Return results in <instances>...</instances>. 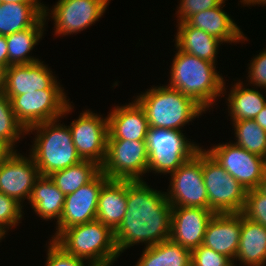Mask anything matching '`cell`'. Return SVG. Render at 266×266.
Returning <instances> with one entry per match:
<instances>
[{
    "label": "cell",
    "mask_w": 266,
    "mask_h": 266,
    "mask_svg": "<svg viewBox=\"0 0 266 266\" xmlns=\"http://www.w3.org/2000/svg\"><path fill=\"white\" fill-rule=\"evenodd\" d=\"M172 205L166 192L150 188L143 180L127 181V211L114 231L117 251L137 243L153 246L170 239Z\"/></svg>",
    "instance_id": "obj_1"
},
{
    "label": "cell",
    "mask_w": 266,
    "mask_h": 266,
    "mask_svg": "<svg viewBox=\"0 0 266 266\" xmlns=\"http://www.w3.org/2000/svg\"><path fill=\"white\" fill-rule=\"evenodd\" d=\"M171 67L169 87L193 98L204 109L225 91L223 77L215 70V63L178 49ZM224 89V90H223Z\"/></svg>",
    "instance_id": "obj_2"
},
{
    "label": "cell",
    "mask_w": 266,
    "mask_h": 266,
    "mask_svg": "<svg viewBox=\"0 0 266 266\" xmlns=\"http://www.w3.org/2000/svg\"><path fill=\"white\" fill-rule=\"evenodd\" d=\"M145 110L149 127L181 131L205 110L193 98L169 86H159L135 99Z\"/></svg>",
    "instance_id": "obj_3"
},
{
    "label": "cell",
    "mask_w": 266,
    "mask_h": 266,
    "mask_svg": "<svg viewBox=\"0 0 266 266\" xmlns=\"http://www.w3.org/2000/svg\"><path fill=\"white\" fill-rule=\"evenodd\" d=\"M53 241L93 266H110L119 256L114 232L97 219L64 229Z\"/></svg>",
    "instance_id": "obj_4"
},
{
    "label": "cell",
    "mask_w": 266,
    "mask_h": 266,
    "mask_svg": "<svg viewBox=\"0 0 266 266\" xmlns=\"http://www.w3.org/2000/svg\"><path fill=\"white\" fill-rule=\"evenodd\" d=\"M57 120L42 122L27 129V133L35 130L38 133L30 153L40 176H49L82 161L74 146L69 126H63Z\"/></svg>",
    "instance_id": "obj_5"
},
{
    "label": "cell",
    "mask_w": 266,
    "mask_h": 266,
    "mask_svg": "<svg viewBox=\"0 0 266 266\" xmlns=\"http://www.w3.org/2000/svg\"><path fill=\"white\" fill-rule=\"evenodd\" d=\"M148 172H175L201 147L186 140L178 130L149 127L147 133Z\"/></svg>",
    "instance_id": "obj_6"
},
{
    "label": "cell",
    "mask_w": 266,
    "mask_h": 266,
    "mask_svg": "<svg viewBox=\"0 0 266 266\" xmlns=\"http://www.w3.org/2000/svg\"><path fill=\"white\" fill-rule=\"evenodd\" d=\"M203 177L208 209L215 214L242 213L247 190L203 149Z\"/></svg>",
    "instance_id": "obj_7"
},
{
    "label": "cell",
    "mask_w": 266,
    "mask_h": 266,
    "mask_svg": "<svg viewBox=\"0 0 266 266\" xmlns=\"http://www.w3.org/2000/svg\"><path fill=\"white\" fill-rule=\"evenodd\" d=\"M18 121L27 130L30 127L69 113L71 104L63 90H40L22 95H6Z\"/></svg>",
    "instance_id": "obj_8"
},
{
    "label": "cell",
    "mask_w": 266,
    "mask_h": 266,
    "mask_svg": "<svg viewBox=\"0 0 266 266\" xmlns=\"http://www.w3.org/2000/svg\"><path fill=\"white\" fill-rule=\"evenodd\" d=\"M101 171L113 180H142L148 171L146 140L108 139Z\"/></svg>",
    "instance_id": "obj_9"
},
{
    "label": "cell",
    "mask_w": 266,
    "mask_h": 266,
    "mask_svg": "<svg viewBox=\"0 0 266 266\" xmlns=\"http://www.w3.org/2000/svg\"><path fill=\"white\" fill-rule=\"evenodd\" d=\"M166 197L172 207L208 209V194L203 177V149L200 148L171 174Z\"/></svg>",
    "instance_id": "obj_10"
},
{
    "label": "cell",
    "mask_w": 266,
    "mask_h": 266,
    "mask_svg": "<svg viewBox=\"0 0 266 266\" xmlns=\"http://www.w3.org/2000/svg\"><path fill=\"white\" fill-rule=\"evenodd\" d=\"M207 152L246 190L258 187L264 176V158L233 143L213 146Z\"/></svg>",
    "instance_id": "obj_11"
},
{
    "label": "cell",
    "mask_w": 266,
    "mask_h": 266,
    "mask_svg": "<svg viewBox=\"0 0 266 266\" xmlns=\"http://www.w3.org/2000/svg\"><path fill=\"white\" fill-rule=\"evenodd\" d=\"M80 114L69 126L76 151L82 160H91L101 166L106 157L108 119L89 110Z\"/></svg>",
    "instance_id": "obj_12"
},
{
    "label": "cell",
    "mask_w": 266,
    "mask_h": 266,
    "mask_svg": "<svg viewBox=\"0 0 266 266\" xmlns=\"http://www.w3.org/2000/svg\"><path fill=\"white\" fill-rule=\"evenodd\" d=\"M109 180L100 171L89 183L76 192L65 195L63 212L57 223L54 240L64 229L96 220L98 199L103 185Z\"/></svg>",
    "instance_id": "obj_13"
},
{
    "label": "cell",
    "mask_w": 266,
    "mask_h": 266,
    "mask_svg": "<svg viewBox=\"0 0 266 266\" xmlns=\"http://www.w3.org/2000/svg\"><path fill=\"white\" fill-rule=\"evenodd\" d=\"M109 0H59L51 12L55 34L83 31L103 15Z\"/></svg>",
    "instance_id": "obj_14"
},
{
    "label": "cell",
    "mask_w": 266,
    "mask_h": 266,
    "mask_svg": "<svg viewBox=\"0 0 266 266\" xmlns=\"http://www.w3.org/2000/svg\"><path fill=\"white\" fill-rule=\"evenodd\" d=\"M23 157L16 151L0 165V192L21 204L30 200L35 181L40 177L31 155Z\"/></svg>",
    "instance_id": "obj_15"
},
{
    "label": "cell",
    "mask_w": 266,
    "mask_h": 266,
    "mask_svg": "<svg viewBox=\"0 0 266 266\" xmlns=\"http://www.w3.org/2000/svg\"><path fill=\"white\" fill-rule=\"evenodd\" d=\"M214 212L206 208L172 207L170 239L192 251L203 244Z\"/></svg>",
    "instance_id": "obj_16"
},
{
    "label": "cell",
    "mask_w": 266,
    "mask_h": 266,
    "mask_svg": "<svg viewBox=\"0 0 266 266\" xmlns=\"http://www.w3.org/2000/svg\"><path fill=\"white\" fill-rule=\"evenodd\" d=\"M41 61L10 65L6 69L5 95H22L40 90H64Z\"/></svg>",
    "instance_id": "obj_17"
},
{
    "label": "cell",
    "mask_w": 266,
    "mask_h": 266,
    "mask_svg": "<svg viewBox=\"0 0 266 266\" xmlns=\"http://www.w3.org/2000/svg\"><path fill=\"white\" fill-rule=\"evenodd\" d=\"M241 235V213L214 214L204 235V246L229 257L233 263Z\"/></svg>",
    "instance_id": "obj_18"
},
{
    "label": "cell",
    "mask_w": 266,
    "mask_h": 266,
    "mask_svg": "<svg viewBox=\"0 0 266 266\" xmlns=\"http://www.w3.org/2000/svg\"><path fill=\"white\" fill-rule=\"evenodd\" d=\"M108 119V139L146 140L149 124L145 110L134 100L125 106H117Z\"/></svg>",
    "instance_id": "obj_19"
},
{
    "label": "cell",
    "mask_w": 266,
    "mask_h": 266,
    "mask_svg": "<svg viewBox=\"0 0 266 266\" xmlns=\"http://www.w3.org/2000/svg\"><path fill=\"white\" fill-rule=\"evenodd\" d=\"M127 211V180L109 179L102 187L96 219L113 232L119 227Z\"/></svg>",
    "instance_id": "obj_20"
},
{
    "label": "cell",
    "mask_w": 266,
    "mask_h": 266,
    "mask_svg": "<svg viewBox=\"0 0 266 266\" xmlns=\"http://www.w3.org/2000/svg\"><path fill=\"white\" fill-rule=\"evenodd\" d=\"M225 0L215 8L201 11L191 16L186 22L197 29L206 31L208 34L218 38L222 42H240L247 38L240 31L230 16L222 11ZM222 6V7H221Z\"/></svg>",
    "instance_id": "obj_21"
},
{
    "label": "cell",
    "mask_w": 266,
    "mask_h": 266,
    "mask_svg": "<svg viewBox=\"0 0 266 266\" xmlns=\"http://www.w3.org/2000/svg\"><path fill=\"white\" fill-rule=\"evenodd\" d=\"M235 259L247 266L266 263V227L241 213V235Z\"/></svg>",
    "instance_id": "obj_22"
},
{
    "label": "cell",
    "mask_w": 266,
    "mask_h": 266,
    "mask_svg": "<svg viewBox=\"0 0 266 266\" xmlns=\"http://www.w3.org/2000/svg\"><path fill=\"white\" fill-rule=\"evenodd\" d=\"M177 23L176 48L202 60L215 63L218 45L223 42L204 30L190 26L187 22Z\"/></svg>",
    "instance_id": "obj_23"
},
{
    "label": "cell",
    "mask_w": 266,
    "mask_h": 266,
    "mask_svg": "<svg viewBox=\"0 0 266 266\" xmlns=\"http://www.w3.org/2000/svg\"><path fill=\"white\" fill-rule=\"evenodd\" d=\"M43 16L42 3H1L0 35L7 36L33 27Z\"/></svg>",
    "instance_id": "obj_24"
},
{
    "label": "cell",
    "mask_w": 266,
    "mask_h": 266,
    "mask_svg": "<svg viewBox=\"0 0 266 266\" xmlns=\"http://www.w3.org/2000/svg\"><path fill=\"white\" fill-rule=\"evenodd\" d=\"M29 201L35 213L41 218H56L58 222L63 212L65 195L49 176H40L35 181Z\"/></svg>",
    "instance_id": "obj_25"
},
{
    "label": "cell",
    "mask_w": 266,
    "mask_h": 266,
    "mask_svg": "<svg viewBox=\"0 0 266 266\" xmlns=\"http://www.w3.org/2000/svg\"><path fill=\"white\" fill-rule=\"evenodd\" d=\"M47 7L44 6V16L33 26L25 30L7 35L8 46V67L10 65L31 64L39 61L38 59L28 56L27 54L37 44L43 36V26L46 22Z\"/></svg>",
    "instance_id": "obj_26"
},
{
    "label": "cell",
    "mask_w": 266,
    "mask_h": 266,
    "mask_svg": "<svg viewBox=\"0 0 266 266\" xmlns=\"http://www.w3.org/2000/svg\"><path fill=\"white\" fill-rule=\"evenodd\" d=\"M136 266H191V251L168 239L146 247Z\"/></svg>",
    "instance_id": "obj_27"
},
{
    "label": "cell",
    "mask_w": 266,
    "mask_h": 266,
    "mask_svg": "<svg viewBox=\"0 0 266 266\" xmlns=\"http://www.w3.org/2000/svg\"><path fill=\"white\" fill-rule=\"evenodd\" d=\"M227 100L232 121L254 120L266 105V100L259 91L244 88L242 82L235 84Z\"/></svg>",
    "instance_id": "obj_28"
},
{
    "label": "cell",
    "mask_w": 266,
    "mask_h": 266,
    "mask_svg": "<svg viewBox=\"0 0 266 266\" xmlns=\"http://www.w3.org/2000/svg\"><path fill=\"white\" fill-rule=\"evenodd\" d=\"M100 171L101 166L96 162L82 160L66 169L53 172L49 177L64 195H68L89 183Z\"/></svg>",
    "instance_id": "obj_29"
},
{
    "label": "cell",
    "mask_w": 266,
    "mask_h": 266,
    "mask_svg": "<svg viewBox=\"0 0 266 266\" xmlns=\"http://www.w3.org/2000/svg\"><path fill=\"white\" fill-rule=\"evenodd\" d=\"M237 142L234 144L262 158L266 157V131L255 120L233 121Z\"/></svg>",
    "instance_id": "obj_30"
},
{
    "label": "cell",
    "mask_w": 266,
    "mask_h": 266,
    "mask_svg": "<svg viewBox=\"0 0 266 266\" xmlns=\"http://www.w3.org/2000/svg\"><path fill=\"white\" fill-rule=\"evenodd\" d=\"M27 134V130L18 121L11 107L10 99L5 95H0V140L7 142L13 149L15 142L20 139V135Z\"/></svg>",
    "instance_id": "obj_31"
},
{
    "label": "cell",
    "mask_w": 266,
    "mask_h": 266,
    "mask_svg": "<svg viewBox=\"0 0 266 266\" xmlns=\"http://www.w3.org/2000/svg\"><path fill=\"white\" fill-rule=\"evenodd\" d=\"M242 214L248 219L266 227V196L257 189L247 190Z\"/></svg>",
    "instance_id": "obj_32"
},
{
    "label": "cell",
    "mask_w": 266,
    "mask_h": 266,
    "mask_svg": "<svg viewBox=\"0 0 266 266\" xmlns=\"http://www.w3.org/2000/svg\"><path fill=\"white\" fill-rule=\"evenodd\" d=\"M22 206L15 199L0 192V230L6 234L5 228L17 225L22 218Z\"/></svg>",
    "instance_id": "obj_33"
},
{
    "label": "cell",
    "mask_w": 266,
    "mask_h": 266,
    "mask_svg": "<svg viewBox=\"0 0 266 266\" xmlns=\"http://www.w3.org/2000/svg\"><path fill=\"white\" fill-rule=\"evenodd\" d=\"M233 261L204 245L191 251V266H235Z\"/></svg>",
    "instance_id": "obj_34"
},
{
    "label": "cell",
    "mask_w": 266,
    "mask_h": 266,
    "mask_svg": "<svg viewBox=\"0 0 266 266\" xmlns=\"http://www.w3.org/2000/svg\"><path fill=\"white\" fill-rule=\"evenodd\" d=\"M48 247L46 266H85V260L66 253L53 240H50ZM88 266L93 265L89 263Z\"/></svg>",
    "instance_id": "obj_35"
},
{
    "label": "cell",
    "mask_w": 266,
    "mask_h": 266,
    "mask_svg": "<svg viewBox=\"0 0 266 266\" xmlns=\"http://www.w3.org/2000/svg\"><path fill=\"white\" fill-rule=\"evenodd\" d=\"M224 0H180L177 15L179 22H186L191 16L201 11L219 6Z\"/></svg>",
    "instance_id": "obj_36"
},
{
    "label": "cell",
    "mask_w": 266,
    "mask_h": 266,
    "mask_svg": "<svg viewBox=\"0 0 266 266\" xmlns=\"http://www.w3.org/2000/svg\"><path fill=\"white\" fill-rule=\"evenodd\" d=\"M249 67V80L251 84L266 88V49L251 60Z\"/></svg>",
    "instance_id": "obj_37"
},
{
    "label": "cell",
    "mask_w": 266,
    "mask_h": 266,
    "mask_svg": "<svg viewBox=\"0 0 266 266\" xmlns=\"http://www.w3.org/2000/svg\"><path fill=\"white\" fill-rule=\"evenodd\" d=\"M0 67L8 68V46L6 36L0 35Z\"/></svg>",
    "instance_id": "obj_38"
},
{
    "label": "cell",
    "mask_w": 266,
    "mask_h": 266,
    "mask_svg": "<svg viewBox=\"0 0 266 266\" xmlns=\"http://www.w3.org/2000/svg\"><path fill=\"white\" fill-rule=\"evenodd\" d=\"M16 150L7 142L0 140V165L3 164Z\"/></svg>",
    "instance_id": "obj_39"
},
{
    "label": "cell",
    "mask_w": 266,
    "mask_h": 266,
    "mask_svg": "<svg viewBox=\"0 0 266 266\" xmlns=\"http://www.w3.org/2000/svg\"><path fill=\"white\" fill-rule=\"evenodd\" d=\"M256 123L266 131V105L254 119Z\"/></svg>",
    "instance_id": "obj_40"
},
{
    "label": "cell",
    "mask_w": 266,
    "mask_h": 266,
    "mask_svg": "<svg viewBox=\"0 0 266 266\" xmlns=\"http://www.w3.org/2000/svg\"><path fill=\"white\" fill-rule=\"evenodd\" d=\"M6 69L0 67V95L4 94L5 89V79H6Z\"/></svg>",
    "instance_id": "obj_41"
},
{
    "label": "cell",
    "mask_w": 266,
    "mask_h": 266,
    "mask_svg": "<svg viewBox=\"0 0 266 266\" xmlns=\"http://www.w3.org/2000/svg\"><path fill=\"white\" fill-rule=\"evenodd\" d=\"M261 194L266 196V177L263 176L262 180L259 182L256 188Z\"/></svg>",
    "instance_id": "obj_42"
},
{
    "label": "cell",
    "mask_w": 266,
    "mask_h": 266,
    "mask_svg": "<svg viewBox=\"0 0 266 266\" xmlns=\"http://www.w3.org/2000/svg\"><path fill=\"white\" fill-rule=\"evenodd\" d=\"M1 3H40L38 0H0Z\"/></svg>",
    "instance_id": "obj_43"
},
{
    "label": "cell",
    "mask_w": 266,
    "mask_h": 266,
    "mask_svg": "<svg viewBox=\"0 0 266 266\" xmlns=\"http://www.w3.org/2000/svg\"><path fill=\"white\" fill-rule=\"evenodd\" d=\"M264 177H266V157L264 158Z\"/></svg>",
    "instance_id": "obj_44"
},
{
    "label": "cell",
    "mask_w": 266,
    "mask_h": 266,
    "mask_svg": "<svg viewBox=\"0 0 266 266\" xmlns=\"http://www.w3.org/2000/svg\"><path fill=\"white\" fill-rule=\"evenodd\" d=\"M4 235L5 234L0 230V240L2 239V237H5Z\"/></svg>",
    "instance_id": "obj_45"
}]
</instances>
